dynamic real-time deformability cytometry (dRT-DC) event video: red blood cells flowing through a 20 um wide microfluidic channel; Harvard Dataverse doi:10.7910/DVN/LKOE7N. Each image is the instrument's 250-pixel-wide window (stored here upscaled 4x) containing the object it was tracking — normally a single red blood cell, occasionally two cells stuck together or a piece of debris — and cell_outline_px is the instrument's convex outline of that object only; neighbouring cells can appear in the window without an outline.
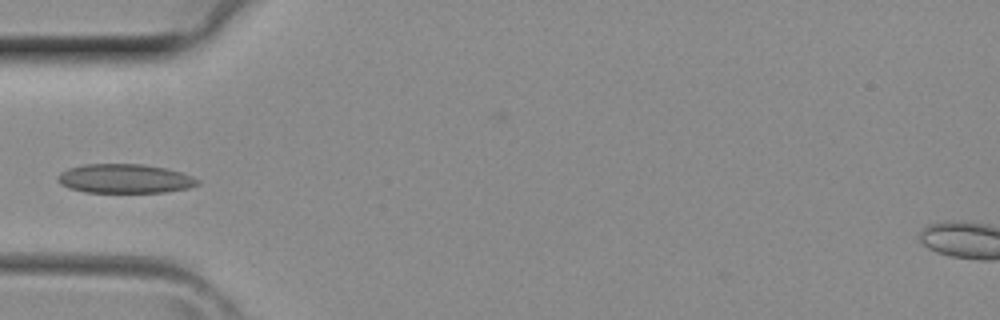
{"species": "common noctule bat (a hibernating species)", "species_latin": "Nyctalus noctula", "temperature_condition": "room temperature", "stored_images_in_passage": 3, "camera_frame_rate_fps": 3000, "um_per_image_px": 0.085, "animal": {"sex": "female", "body_mass_g": 29.2, "forearm_length_mm": 56.3}, "frame": {"image": 1, "passage_image": 3, "time_ms": 0.667, "image_size_px": [1000, 320], "cell_outline_px": [[200, 184], [188, 188], [164, 192], [84, 192], [68, 188], [60, 184], [56, 180], [56, 176], [60, 172], [68, 168], [84, 164], [140, 164], [164, 168], [180, 172], [192, 176], [200, 180]], "centroid_in_image_um": [10.56, 15.18], "position_along_channel_um": 74.4, "area_um2": 23.81}}